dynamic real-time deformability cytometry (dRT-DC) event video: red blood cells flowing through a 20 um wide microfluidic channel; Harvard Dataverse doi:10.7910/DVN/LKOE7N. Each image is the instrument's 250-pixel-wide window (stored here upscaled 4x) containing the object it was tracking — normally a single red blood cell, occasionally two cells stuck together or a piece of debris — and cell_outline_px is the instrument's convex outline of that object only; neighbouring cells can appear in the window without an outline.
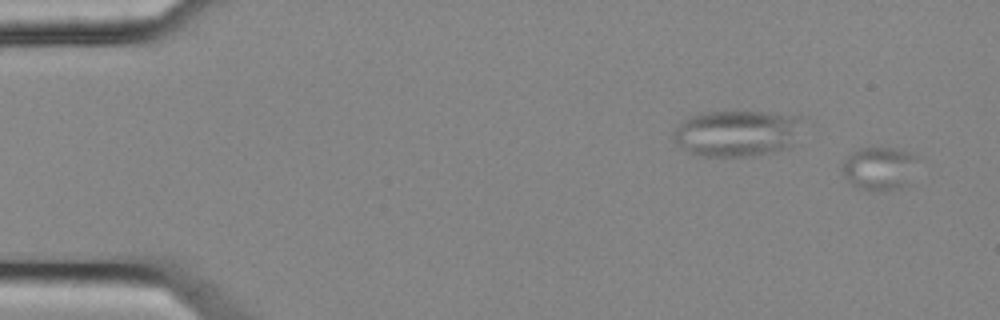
{"species": "common noctule bat (a hibernating species)", "species_latin": "Nyctalus noctula", "temperature_condition": "cold", "stored_images_in_passage": 3, "segment_of_instrument_passage": [2, 2], "camera_frame_rate_fps": 3000, "um_per_image_px": 0.085, "animal": {"sex": "female", "body_mass_g": 25.1}, "frame": {"image": 1, "passage_image": 3, "time_ms": 0.667, "image_size_px": [1000, 320], "cell_outline_px": [[916, 160], [908, 184], [900, 188], [884, 192], [868, 192], [852, 184], [848, 180], [840, 168], [844, 160], [852, 152], [860, 148], [896, 148], [908, 152], [916, 156]], "centroid_in_image_um": [74.71, 14.34], "position_along_channel_um": 10.3, "area_um2": 19.07}}